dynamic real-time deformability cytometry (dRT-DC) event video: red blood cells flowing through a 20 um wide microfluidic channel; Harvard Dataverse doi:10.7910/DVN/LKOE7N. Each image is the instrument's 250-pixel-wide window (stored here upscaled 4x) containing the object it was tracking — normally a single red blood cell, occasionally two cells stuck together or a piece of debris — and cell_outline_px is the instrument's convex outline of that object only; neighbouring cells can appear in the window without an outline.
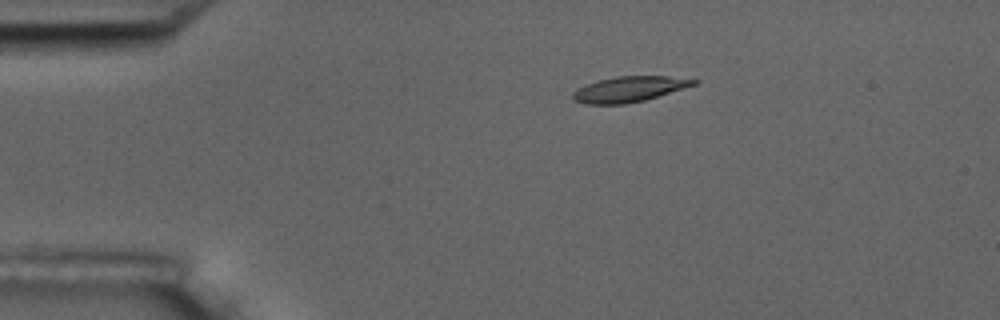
{"species": "common noctule bat (a hibernating species)", "species_latin": "Nyctalus noctula", "temperature_condition": "room temperature", "stored_images_in_passage": 14, "camera_frame_rate_fps": 3000, "um_per_image_px": 0.085, "animal": {"sex": "male", "body_mass_g": 17.5, "forearm_length_mm": 52.3}, "frame": {"image": 1, "passage_image": 2, "time_ms": 1.333, "image_size_px": [1000, 320], "cell_outline_px": [[700, 80], [696, 84], [644, 100], [624, 104], [584, 104], [572, 100], [572, 92], [576, 88], [600, 80], [616, 76], [668, 76]], "centroid_in_image_um": [53.43, 7.58], "position_along_channel_um": 31.6, "area_um2": 17.8}}
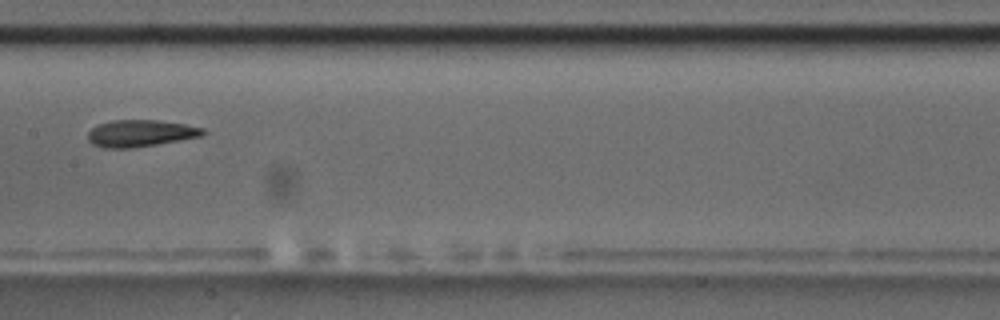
{"frame": {"image": 2, "passage_image": 7, "time_ms": 7.333, "image_size_px": [1000, 320], "cell_outline_px": [[208, 132], [204, 136], [132, 148], [104, 148], [92, 144], [88, 140], [88, 132], [92, 128], [100, 124], [112, 120], [156, 120], [184, 124], [204, 128]], "centroid_in_image_um": [11.97, 11.33], "position_along_channel_um": 195.4, "area_um2": 18.03}}
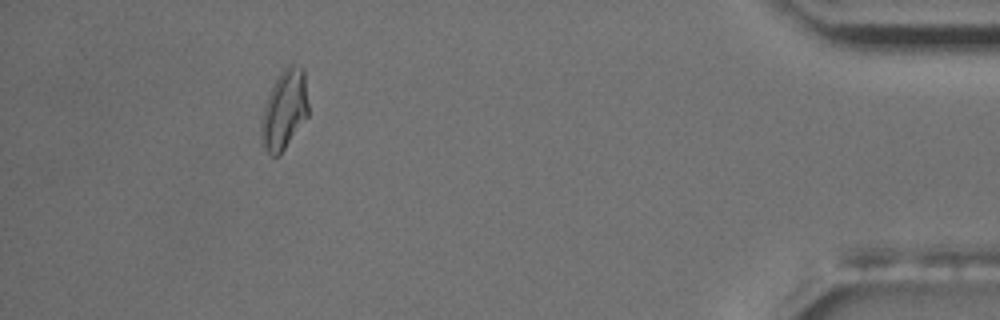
{"frame": {"image": 3, "passage_image": 13, "time_ms": 15.0, "image_size_px": [1000, 320], "cell_outline_px": [[308, 116], [280, 156], [272, 156], [264, 148], [260, 140], [260, 128], [264, 108], [272, 84], [280, 72], [292, 60], [304, 68], [308, 104]], "centroid_in_image_um": [24.18, 9.3], "position_along_channel_um": 411.0, "area_um2": 22.25}, "authors_computed_cell_mechanics": {"area_um2": 17.8602, "velocity_mm_per_s": 3.5564, "shape_relaxation_time_tau1_ms": null, "shape_relaxation_time_tau2_ms": 2.5636, "deformation_change_tau1": null, "deformation_change_tau2": 0.0816}}